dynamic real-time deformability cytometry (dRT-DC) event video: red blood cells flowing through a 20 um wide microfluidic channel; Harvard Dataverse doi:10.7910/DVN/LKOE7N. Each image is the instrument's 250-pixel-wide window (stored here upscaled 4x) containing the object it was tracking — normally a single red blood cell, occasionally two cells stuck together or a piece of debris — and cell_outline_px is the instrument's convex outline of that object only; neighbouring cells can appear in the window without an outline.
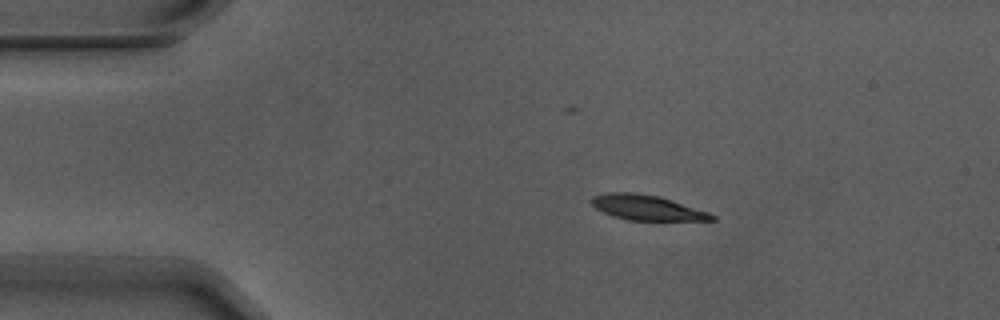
{"species": "Egyptian fruit bat (a non-hibernating species)", "species_latin": "Rousettus aegyptiacus", "temperature_condition": "warm", "stored_images_in_passage": 4, "camera_frame_rate_fps": 3000, "um_per_image_px": 0.085, "animal": {"sex": "male"}, "frame": {"image": 1, "passage_image": 2, "time_ms": 0.333, "image_size_px": [1000, 320], "cell_outline_px": [[716, 220], [628, 220], [612, 216], [596, 208], [588, 200], [592, 196], [608, 192], [632, 192], [656, 196], [708, 212], [716, 216]], "centroid_in_image_um": [54.91, 17.65], "position_along_channel_um": 30.1, "area_um2": 17.28}}
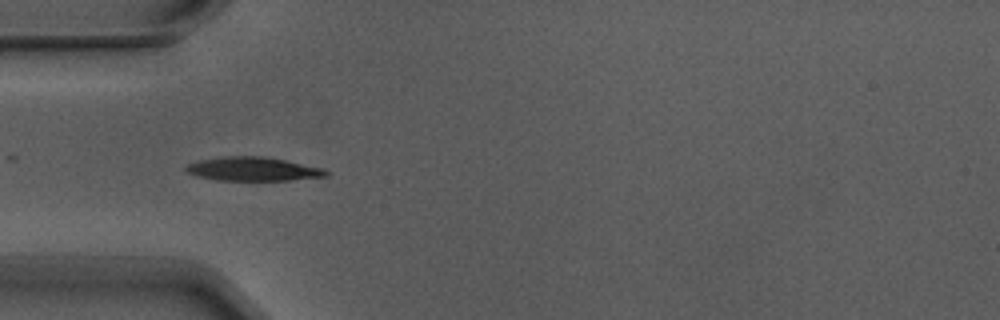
{"frame": {"image": 2, "passage_image": 4, "time_ms": 1.0, "image_size_px": [1000, 320], "cell_outline_px": [[328, 176], [292, 180], [216, 180], [196, 176], [188, 172], [184, 168], [188, 164], [200, 160], [224, 156], [264, 156], [324, 168], [328, 172]], "centroid_in_image_um": [21.51, 14.37], "position_along_channel_um": 63.5, "area_um2": 19.36}}